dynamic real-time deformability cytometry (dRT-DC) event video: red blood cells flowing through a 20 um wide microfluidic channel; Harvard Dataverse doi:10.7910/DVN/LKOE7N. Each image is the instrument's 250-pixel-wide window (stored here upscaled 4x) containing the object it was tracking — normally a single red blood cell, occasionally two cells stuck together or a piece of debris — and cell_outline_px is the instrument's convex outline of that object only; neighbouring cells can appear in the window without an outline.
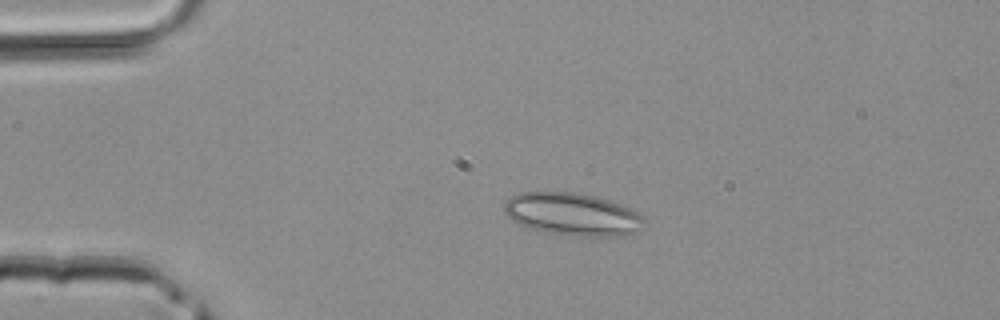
{"species": "common noctule bat (a hibernating species)", "species_latin": "Nyctalus noctula", "temperature_condition": "room temperature", "stored_images_in_passage": 42, "camera_frame_rate_fps": 3000, "um_per_image_px": 0.085, "animal": {"sex": "male", "body_mass_g": 20.4}, "frame": {"image": 1, "passage_image": 9, "time_ms": 2.667, "image_size_px": [1000, 320], "cell_outline_px": [[644, 220], [636, 232], [616, 236], [572, 236], [544, 232], [528, 228], [512, 220], [504, 212], [504, 204], [512, 196], [520, 192], [576, 192], [596, 196], [632, 208], [644, 216]], "centroid_in_image_um": [48.65, 18.21], "position_along_channel_um": 36.4, "area_um2": 34.8}}
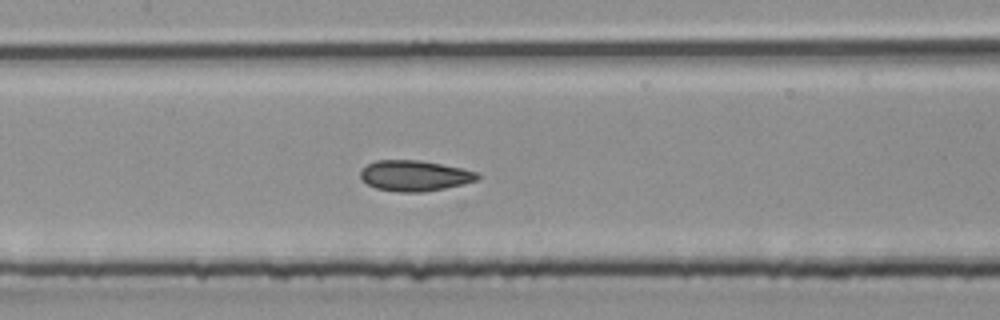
{"frame": {"image": 2, "passage_image": 20, "time_ms": 6.333, "image_size_px": [1000, 320], "cell_outline_px": [[480, 176], [476, 180], [464, 184], [424, 192], [400, 192], [376, 188], [368, 184], [360, 176], [360, 172], [368, 164], [376, 160], [420, 160], [480, 172]], "centroid_in_image_um": [35.26, 14.93], "position_along_channel_um": 172.1, "area_um2": 20.75}}
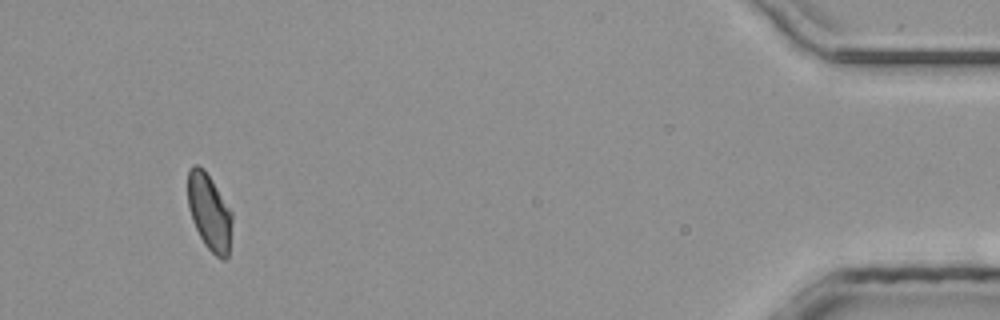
{"frame": {"image": 3, "passage_image": 40, "time_ms": 13.0, "image_size_px": [1000, 320], "cell_outline_px": [[232, 220], [228, 256], [224, 260], [220, 260], [204, 244], [192, 220], [188, 208], [188, 168], [192, 164], [196, 164], [204, 168], [232, 212]], "centroid_in_image_um": [17.78, 18.01], "position_along_channel_um": 417.4, "area_um2": 19.71}}